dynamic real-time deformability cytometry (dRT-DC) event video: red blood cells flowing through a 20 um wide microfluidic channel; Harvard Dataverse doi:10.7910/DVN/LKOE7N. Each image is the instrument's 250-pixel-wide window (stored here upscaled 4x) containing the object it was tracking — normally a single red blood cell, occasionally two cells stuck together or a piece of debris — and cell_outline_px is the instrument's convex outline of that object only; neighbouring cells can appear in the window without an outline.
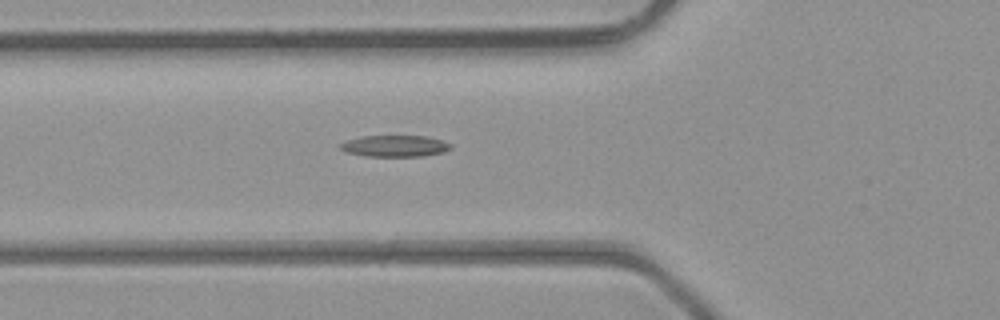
{"species": "common noctule bat (a hibernating species)", "species_latin": "Nyctalus noctula", "temperature_condition": "room temperature", "stored_images_in_passage": 32, "camera_frame_rate_fps": 3000, "um_per_image_px": 0.085, "animal": {"sex": "male", "body_mass_g": 23.1, "forearm_length_mm": 52.7}, "frame": {"image": 1, "passage_image": 2, "time_ms": 0.333, "image_size_px": [1000, 320], "cell_outline_px": [[452, 148], [444, 152], [424, 156], [364, 156], [348, 152], [340, 148], [340, 144], [348, 140], [360, 136], [424, 136], [440, 140], [452, 144]], "centroid_in_image_um": [33.59, 12.41], "position_along_channel_um": 92.2, "area_um2": 13.7}}
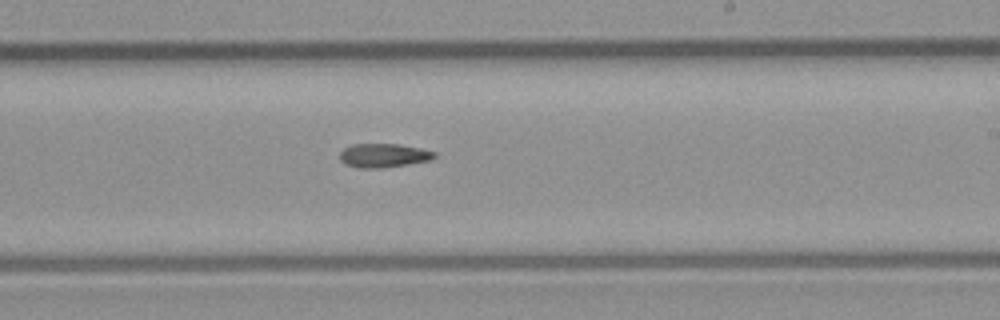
{"frame": {"image": 2, "passage_image": 13, "time_ms": 4.0, "image_size_px": [1000, 320], "cell_outline_px": [[436, 156], [432, 160], [384, 168], [360, 168], [344, 164], [340, 160], [340, 152], [344, 148], [352, 144], [396, 144], [420, 148], [436, 152]], "centroid_in_image_um": [32.6, 13.22], "position_along_channel_um": 256.4, "area_um2": 13.24}}
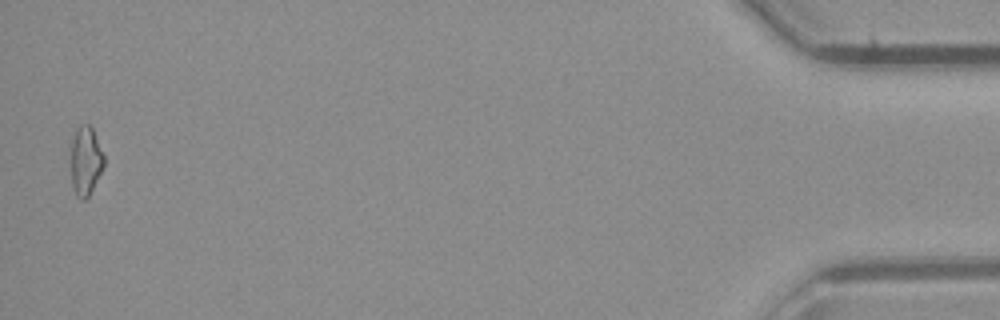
{"frame": {"image": 3, "passage_image": 31, "time_ms": 10.0, "image_size_px": [1000, 320], "cell_outline_px": [[104, 164], [88, 196], [84, 200], [80, 200], [76, 196], [72, 184], [72, 140], [80, 124], [88, 124], [92, 128], [104, 156]], "centroid_in_image_um": [7.28, 13.68], "position_along_channel_um": 427.9, "area_um2": 12.77}}